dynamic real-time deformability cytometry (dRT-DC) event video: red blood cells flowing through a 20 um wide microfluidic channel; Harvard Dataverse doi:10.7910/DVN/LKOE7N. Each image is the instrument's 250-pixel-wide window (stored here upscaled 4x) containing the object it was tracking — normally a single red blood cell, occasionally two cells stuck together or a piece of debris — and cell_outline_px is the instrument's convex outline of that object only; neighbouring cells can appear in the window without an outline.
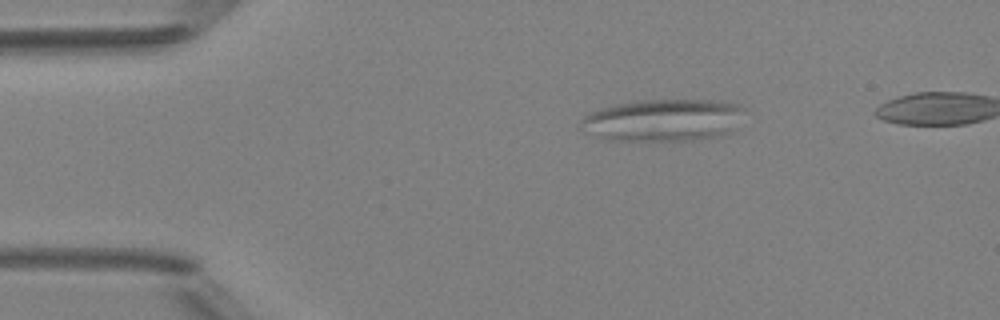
{"species": "Egyptian fruit bat (a non-hibernating species)", "species_latin": "Rousettus aegyptiacus", "temperature_condition": "room temperature", "stored_images_in_passage": 5, "camera_frame_rate_fps": 3000, "um_per_image_px": 0.085, "animal": {"sex": "female"}, "frame": {"image": 1, "passage_image": 5, "time_ms": 5.667, "image_size_px": [1000, 320], "cell_outline_px": [[744, 108], [732, 132], [724, 136], [700, 140], [604, 140], [584, 132], [580, 128], [580, 120], [588, 112], [616, 104], [644, 100], [712, 100], [736, 104]], "centroid_in_image_um": [56.33, 10.23], "position_along_channel_um": 28.7, "area_um2": 40.46}}